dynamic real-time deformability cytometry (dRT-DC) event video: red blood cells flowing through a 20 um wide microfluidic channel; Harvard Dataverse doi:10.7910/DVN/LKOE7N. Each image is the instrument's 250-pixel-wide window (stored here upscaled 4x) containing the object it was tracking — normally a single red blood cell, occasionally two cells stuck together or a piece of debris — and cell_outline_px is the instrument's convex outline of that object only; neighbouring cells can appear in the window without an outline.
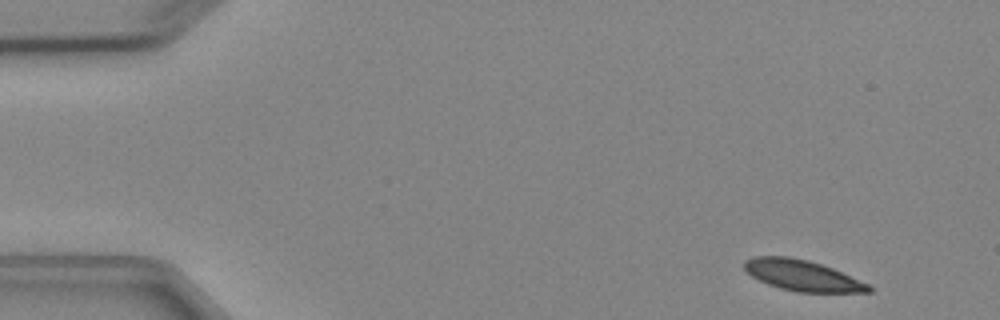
{"species": "Egyptian fruit bat (a non-hibernating species)", "species_latin": "Rousettus aegyptiacus", "temperature_condition": "cold", "stored_images_in_passage": 5, "segment_of_instrument_passage": [2, 2], "camera_frame_rate_fps": 3000, "um_per_image_px": 0.085, "animal": {"sex": "female"}, "frame": {"image": 1, "passage_image": 5, "time_ms": 5.333, "image_size_px": [1000, 320], "cell_outline_px": [[872, 292], [796, 292], [780, 288], [768, 284], [752, 276], [744, 268], [744, 260], [752, 256], [788, 256], [808, 260], [832, 268], [868, 284], [872, 288]], "centroid_in_image_um": [68.16, 23.41], "position_along_channel_um": 16.8, "area_um2": 22.14}}